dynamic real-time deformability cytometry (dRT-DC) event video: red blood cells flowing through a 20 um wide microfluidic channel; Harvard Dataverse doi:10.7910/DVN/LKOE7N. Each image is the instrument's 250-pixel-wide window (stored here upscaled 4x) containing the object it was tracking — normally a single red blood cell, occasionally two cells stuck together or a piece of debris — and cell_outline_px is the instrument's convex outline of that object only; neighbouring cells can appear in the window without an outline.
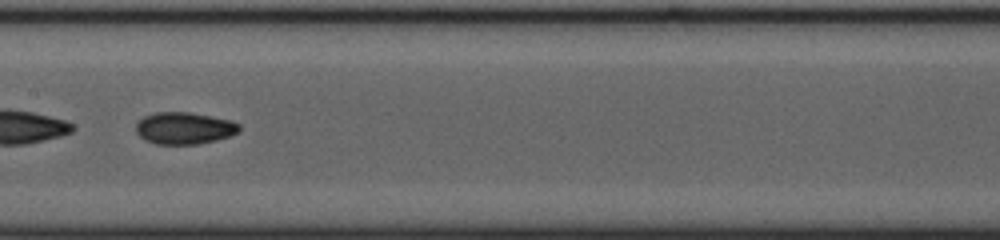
{"species": "common noctule bat (a hibernating species)", "species_latin": "Nyctalus noctula", "temperature_condition": "cold", "stored_images_in_passage": 44, "camera_frame_rate_fps": 3000, "um_per_image_px": 0.085, "animal": {"sex": "female", "body_mass_g": 23.0, "forearm_length_mm": 53.4}, "frame": {"image": 1, "passage_image": 20, "time_ms": 6.333, "image_size_px": [1000, 240], "cell_outline_px": [[240, 128], [236, 132], [228, 136], [216, 140], [196, 144], [156, 144], [144, 140], [136, 132], [136, 124], [144, 116], [156, 112], [188, 112], [232, 120], [240, 124]], "centroid_in_image_um": [15.64, 10.89], "position_along_channel_um": 191.8, "area_um2": 19.13}, "authors_computed_cell_mechanics": {"area_um2": 19.0451, "velocity_mm_per_s": 3.7517, "shape_relaxation_time_tau1_ms": 9.9473, "shape_relaxation_time_tau2_ms": 3.2745, "deformation_change_tau1": 0.1894, "deformation_change_tau2": 0.0771}}